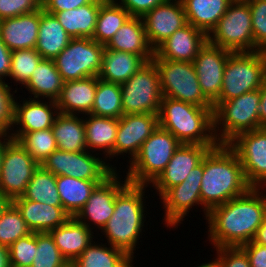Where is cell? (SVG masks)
<instances>
[{
	"instance_id": "1",
	"label": "cell",
	"mask_w": 266,
	"mask_h": 267,
	"mask_svg": "<svg viewBox=\"0 0 266 267\" xmlns=\"http://www.w3.org/2000/svg\"><path fill=\"white\" fill-rule=\"evenodd\" d=\"M263 190V191H262ZM266 189L250 188L242 196L211 209L205 224L206 241L213 248L237 247L251 242L266 219Z\"/></svg>"
},
{
	"instance_id": "2",
	"label": "cell",
	"mask_w": 266,
	"mask_h": 267,
	"mask_svg": "<svg viewBox=\"0 0 266 267\" xmlns=\"http://www.w3.org/2000/svg\"><path fill=\"white\" fill-rule=\"evenodd\" d=\"M250 188L239 157L228 144H218L207 152L200 188L204 219L211 209L242 196Z\"/></svg>"
},
{
	"instance_id": "3",
	"label": "cell",
	"mask_w": 266,
	"mask_h": 267,
	"mask_svg": "<svg viewBox=\"0 0 266 267\" xmlns=\"http://www.w3.org/2000/svg\"><path fill=\"white\" fill-rule=\"evenodd\" d=\"M146 188H150L149 185L128 183L116 195L114 213L99 231L106 239L104 240L101 235V241H106L114 248L124 251L133 260L136 259L134 251L136 248L139 249L137 246L140 245L139 242H142L140 238H142L143 231L145 232L144 223H148L145 222L149 214L145 210L147 208L146 198L148 199L145 195L149 193V189Z\"/></svg>"
},
{
	"instance_id": "4",
	"label": "cell",
	"mask_w": 266,
	"mask_h": 267,
	"mask_svg": "<svg viewBox=\"0 0 266 267\" xmlns=\"http://www.w3.org/2000/svg\"><path fill=\"white\" fill-rule=\"evenodd\" d=\"M158 121L161 128L172 133L182 144H219L214 134L213 107L162 97Z\"/></svg>"
},
{
	"instance_id": "5",
	"label": "cell",
	"mask_w": 266,
	"mask_h": 267,
	"mask_svg": "<svg viewBox=\"0 0 266 267\" xmlns=\"http://www.w3.org/2000/svg\"><path fill=\"white\" fill-rule=\"evenodd\" d=\"M259 89L227 101L213 103L214 134L219 144H228L238 134L259 128Z\"/></svg>"
},
{
	"instance_id": "6",
	"label": "cell",
	"mask_w": 266,
	"mask_h": 267,
	"mask_svg": "<svg viewBox=\"0 0 266 267\" xmlns=\"http://www.w3.org/2000/svg\"><path fill=\"white\" fill-rule=\"evenodd\" d=\"M182 143L160 126L144 141L139 153L126 166L129 183L150 185L165 169Z\"/></svg>"
},
{
	"instance_id": "7",
	"label": "cell",
	"mask_w": 266,
	"mask_h": 267,
	"mask_svg": "<svg viewBox=\"0 0 266 267\" xmlns=\"http://www.w3.org/2000/svg\"><path fill=\"white\" fill-rule=\"evenodd\" d=\"M266 78V52H232L224 69L220 97L227 101L259 89Z\"/></svg>"
},
{
	"instance_id": "8",
	"label": "cell",
	"mask_w": 266,
	"mask_h": 267,
	"mask_svg": "<svg viewBox=\"0 0 266 267\" xmlns=\"http://www.w3.org/2000/svg\"><path fill=\"white\" fill-rule=\"evenodd\" d=\"M208 42L231 52L254 51L252 19L247 0H233L207 35Z\"/></svg>"
},
{
	"instance_id": "9",
	"label": "cell",
	"mask_w": 266,
	"mask_h": 267,
	"mask_svg": "<svg viewBox=\"0 0 266 267\" xmlns=\"http://www.w3.org/2000/svg\"><path fill=\"white\" fill-rule=\"evenodd\" d=\"M160 76L163 97L200 107H213L201 91L193 62L152 59Z\"/></svg>"
},
{
	"instance_id": "10",
	"label": "cell",
	"mask_w": 266,
	"mask_h": 267,
	"mask_svg": "<svg viewBox=\"0 0 266 267\" xmlns=\"http://www.w3.org/2000/svg\"><path fill=\"white\" fill-rule=\"evenodd\" d=\"M124 115L158 114L162 101L160 76L153 61L147 62L125 83L120 84Z\"/></svg>"
},
{
	"instance_id": "11",
	"label": "cell",
	"mask_w": 266,
	"mask_h": 267,
	"mask_svg": "<svg viewBox=\"0 0 266 267\" xmlns=\"http://www.w3.org/2000/svg\"><path fill=\"white\" fill-rule=\"evenodd\" d=\"M105 46L92 38H72L54 59L64 82L86 77H98Z\"/></svg>"
},
{
	"instance_id": "12",
	"label": "cell",
	"mask_w": 266,
	"mask_h": 267,
	"mask_svg": "<svg viewBox=\"0 0 266 267\" xmlns=\"http://www.w3.org/2000/svg\"><path fill=\"white\" fill-rule=\"evenodd\" d=\"M98 156V157H97ZM99 154L90 151L65 152L55 150L41 166L55 176H69L82 180H98L103 183L116 170Z\"/></svg>"
},
{
	"instance_id": "13",
	"label": "cell",
	"mask_w": 266,
	"mask_h": 267,
	"mask_svg": "<svg viewBox=\"0 0 266 267\" xmlns=\"http://www.w3.org/2000/svg\"><path fill=\"white\" fill-rule=\"evenodd\" d=\"M203 176V160L193 170L190 171L186 179L171 188H169L159 199L163 204L164 226L167 229H176L180 226L193 206L202 207L200 188Z\"/></svg>"
},
{
	"instance_id": "14",
	"label": "cell",
	"mask_w": 266,
	"mask_h": 267,
	"mask_svg": "<svg viewBox=\"0 0 266 267\" xmlns=\"http://www.w3.org/2000/svg\"><path fill=\"white\" fill-rule=\"evenodd\" d=\"M40 164L16 140L5 147L0 167V191L10 201L21 197Z\"/></svg>"
},
{
	"instance_id": "15",
	"label": "cell",
	"mask_w": 266,
	"mask_h": 267,
	"mask_svg": "<svg viewBox=\"0 0 266 267\" xmlns=\"http://www.w3.org/2000/svg\"><path fill=\"white\" fill-rule=\"evenodd\" d=\"M120 174L121 172L118 169L103 183L98 184L92 191L88 201L74 216L90 230L94 231L96 237L100 236L99 230L103 229L114 213L116 195L129 183L126 176L123 179Z\"/></svg>"
},
{
	"instance_id": "16",
	"label": "cell",
	"mask_w": 266,
	"mask_h": 267,
	"mask_svg": "<svg viewBox=\"0 0 266 267\" xmlns=\"http://www.w3.org/2000/svg\"><path fill=\"white\" fill-rule=\"evenodd\" d=\"M228 145L236 152L251 188H266V128L238 134Z\"/></svg>"
},
{
	"instance_id": "17",
	"label": "cell",
	"mask_w": 266,
	"mask_h": 267,
	"mask_svg": "<svg viewBox=\"0 0 266 267\" xmlns=\"http://www.w3.org/2000/svg\"><path fill=\"white\" fill-rule=\"evenodd\" d=\"M158 126V114L137 113L121 116L118 119V129L114 150L107 158V162L109 161L108 163L115 170H117V167L110 163L114 159V156L116 159L120 156V158H122L123 156L124 160L125 155L128 159L130 158L127 161V164L131 162L139 153L144 141L157 129Z\"/></svg>"
},
{
	"instance_id": "18",
	"label": "cell",
	"mask_w": 266,
	"mask_h": 267,
	"mask_svg": "<svg viewBox=\"0 0 266 267\" xmlns=\"http://www.w3.org/2000/svg\"><path fill=\"white\" fill-rule=\"evenodd\" d=\"M18 98L20 95L14 100L13 125L9 134L13 140L17 141L25 133L46 130L53 126L59 114L55 100Z\"/></svg>"
},
{
	"instance_id": "19",
	"label": "cell",
	"mask_w": 266,
	"mask_h": 267,
	"mask_svg": "<svg viewBox=\"0 0 266 267\" xmlns=\"http://www.w3.org/2000/svg\"><path fill=\"white\" fill-rule=\"evenodd\" d=\"M231 53L207 41L193 61L201 91L212 104L220 97L224 69Z\"/></svg>"
},
{
	"instance_id": "20",
	"label": "cell",
	"mask_w": 266,
	"mask_h": 267,
	"mask_svg": "<svg viewBox=\"0 0 266 267\" xmlns=\"http://www.w3.org/2000/svg\"><path fill=\"white\" fill-rule=\"evenodd\" d=\"M142 20L147 41L153 50L187 24L181 0H165L146 13Z\"/></svg>"
},
{
	"instance_id": "21",
	"label": "cell",
	"mask_w": 266,
	"mask_h": 267,
	"mask_svg": "<svg viewBox=\"0 0 266 267\" xmlns=\"http://www.w3.org/2000/svg\"><path fill=\"white\" fill-rule=\"evenodd\" d=\"M215 146L181 144L159 176L149 185L159 198L171 187L182 183L191 170L199 165Z\"/></svg>"
},
{
	"instance_id": "22",
	"label": "cell",
	"mask_w": 266,
	"mask_h": 267,
	"mask_svg": "<svg viewBox=\"0 0 266 267\" xmlns=\"http://www.w3.org/2000/svg\"><path fill=\"white\" fill-rule=\"evenodd\" d=\"M207 41L205 32L187 23L154 50L153 59L193 62Z\"/></svg>"
},
{
	"instance_id": "23",
	"label": "cell",
	"mask_w": 266,
	"mask_h": 267,
	"mask_svg": "<svg viewBox=\"0 0 266 267\" xmlns=\"http://www.w3.org/2000/svg\"><path fill=\"white\" fill-rule=\"evenodd\" d=\"M40 23V9L0 20V38L11 51L35 49Z\"/></svg>"
},
{
	"instance_id": "24",
	"label": "cell",
	"mask_w": 266,
	"mask_h": 267,
	"mask_svg": "<svg viewBox=\"0 0 266 267\" xmlns=\"http://www.w3.org/2000/svg\"><path fill=\"white\" fill-rule=\"evenodd\" d=\"M31 232H49L63 225L71 216L62 206H51L18 197L11 201Z\"/></svg>"
},
{
	"instance_id": "25",
	"label": "cell",
	"mask_w": 266,
	"mask_h": 267,
	"mask_svg": "<svg viewBox=\"0 0 266 267\" xmlns=\"http://www.w3.org/2000/svg\"><path fill=\"white\" fill-rule=\"evenodd\" d=\"M49 233L69 264L74 262L96 238L94 231L75 217H70L63 225L50 230Z\"/></svg>"
},
{
	"instance_id": "26",
	"label": "cell",
	"mask_w": 266,
	"mask_h": 267,
	"mask_svg": "<svg viewBox=\"0 0 266 267\" xmlns=\"http://www.w3.org/2000/svg\"><path fill=\"white\" fill-rule=\"evenodd\" d=\"M97 87V77H86L64 82L56 100L58 111L67 115L91 114Z\"/></svg>"
},
{
	"instance_id": "27",
	"label": "cell",
	"mask_w": 266,
	"mask_h": 267,
	"mask_svg": "<svg viewBox=\"0 0 266 267\" xmlns=\"http://www.w3.org/2000/svg\"><path fill=\"white\" fill-rule=\"evenodd\" d=\"M105 48L137 54L146 62L152 61L154 56V50L147 41L144 23L141 17L130 16L105 45Z\"/></svg>"
},
{
	"instance_id": "28",
	"label": "cell",
	"mask_w": 266,
	"mask_h": 267,
	"mask_svg": "<svg viewBox=\"0 0 266 267\" xmlns=\"http://www.w3.org/2000/svg\"><path fill=\"white\" fill-rule=\"evenodd\" d=\"M84 125L87 150L107 160L114 150L118 119L86 114Z\"/></svg>"
},
{
	"instance_id": "29",
	"label": "cell",
	"mask_w": 266,
	"mask_h": 267,
	"mask_svg": "<svg viewBox=\"0 0 266 267\" xmlns=\"http://www.w3.org/2000/svg\"><path fill=\"white\" fill-rule=\"evenodd\" d=\"M71 39L55 15L41 8L35 49L43 59L54 60L66 48Z\"/></svg>"
},
{
	"instance_id": "30",
	"label": "cell",
	"mask_w": 266,
	"mask_h": 267,
	"mask_svg": "<svg viewBox=\"0 0 266 267\" xmlns=\"http://www.w3.org/2000/svg\"><path fill=\"white\" fill-rule=\"evenodd\" d=\"M147 62L139 55L104 49L98 78L116 84L125 83Z\"/></svg>"
},
{
	"instance_id": "31",
	"label": "cell",
	"mask_w": 266,
	"mask_h": 267,
	"mask_svg": "<svg viewBox=\"0 0 266 267\" xmlns=\"http://www.w3.org/2000/svg\"><path fill=\"white\" fill-rule=\"evenodd\" d=\"M58 150L87 151L84 116L59 113L51 127Z\"/></svg>"
},
{
	"instance_id": "32",
	"label": "cell",
	"mask_w": 266,
	"mask_h": 267,
	"mask_svg": "<svg viewBox=\"0 0 266 267\" xmlns=\"http://www.w3.org/2000/svg\"><path fill=\"white\" fill-rule=\"evenodd\" d=\"M63 85L64 81L54 60L43 59L24 87L30 93L29 98L56 101L61 95Z\"/></svg>"
},
{
	"instance_id": "33",
	"label": "cell",
	"mask_w": 266,
	"mask_h": 267,
	"mask_svg": "<svg viewBox=\"0 0 266 267\" xmlns=\"http://www.w3.org/2000/svg\"><path fill=\"white\" fill-rule=\"evenodd\" d=\"M103 2L94 0L87 5L57 12L54 15L71 38H92L100 5Z\"/></svg>"
},
{
	"instance_id": "34",
	"label": "cell",
	"mask_w": 266,
	"mask_h": 267,
	"mask_svg": "<svg viewBox=\"0 0 266 267\" xmlns=\"http://www.w3.org/2000/svg\"><path fill=\"white\" fill-rule=\"evenodd\" d=\"M187 23L205 32L207 35L226 13L233 0H181Z\"/></svg>"
},
{
	"instance_id": "35",
	"label": "cell",
	"mask_w": 266,
	"mask_h": 267,
	"mask_svg": "<svg viewBox=\"0 0 266 267\" xmlns=\"http://www.w3.org/2000/svg\"><path fill=\"white\" fill-rule=\"evenodd\" d=\"M94 240L71 263L74 267H135L133 259L124 251Z\"/></svg>"
},
{
	"instance_id": "36",
	"label": "cell",
	"mask_w": 266,
	"mask_h": 267,
	"mask_svg": "<svg viewBox=\"0 0 266 267\" xmlns=\"http://www.w3.org/2000/svg\"><path fill=\"white\" fill-rule=\"evenodd\" d=\"M98 180H82L69 176H56V186L63 209L74 217L85 205Z\"/></svg>"
},
{
	"instance_id": "37",
	"label": "cell",
	"mask_w": 266,
	"mask_h": 267,
	"mask_svg": "<svg viewBox=\"0 0 266 267\" xmlns=\"http://www.w3.org/2000/svg\"><path fill=\"white\" fill-rule=\"evenodd\" d=\"M131 15L116 1H105L100 5L92 39L104 46L124 25Z\"/></svg>"
},
{
	"instance_id": "38",
	"label": "cell",
	"mask_w": 266,
	"mask_h": 267,
	"mask_svg": "<svg viewBox=\"0 0 266 267\" xmlns=\"http://www.w3.org/2000/svg\"><path fill=\"white\" fill-rule=\"evenodd\" d=\"M21 197L51 206H62L56 186V176L41 165L35 170Z\"/></svg>"
},
{
	"instance_id": "39",
	"label": "cell",
	"mask_w": 266,
	"mask_h": 267,
	"mask_svg": "<svg viewBox=\"0 0 266 267\" xmlns=\"http://www.w3.org/2000/svg\"><path fill=\"white\" fill-rule=\"evenodd\" d=\"M120 84L103 81L97 77V87L91 114L119 119L124 115Z\"/></svg>"
},
{
	"instance_id": "40",
	"label": "cell",
	"mask_w": 266,
	"mask_h": 267,
	"mask_svg": "<svg viewBox=\"0 0 266 267\" xmlns=\"http://www.w3.org/2000/svg\"><path fill=\"white\" fill-rule=\"evenodd\" d=\"M30 233L32 232L20 212L10 202L0 215V244L9 247Z\"/></svg>"
},
{
	"instance_id": "41",
	"label": "cell",
	"mask_w": 266,
	"mask_h": 267,
	"mask_svg": "<svg viewBox=\"0 0 266 267\" xmlns=\"http://www.w3.org/2000/svg\"><path fill=\"white\" fill-rule=\"evenodd\" d=\"M11 60L9 79L14 80V84L17 83L16 86H23L24 89L36 66L43 60V57L36 49H23L11 51Z\"/></svg>"
},
{
	"instance_id": "42",
	"label": "cell",
	"mask_w": 266,
	"mask_h": 267,
	"mask_svg": "<svg viewBox=\"0 0 266 267\" xmlns=\"http://www.w3.org/2000/svg\"><path fill=\"white\" fill-rule=\"evenodd\" d=\"M17 141L39 164L58 149L51 128L25 133Z\"/></svg>"
},
{
	"instance_id": "43",
	"label": "cell",
	"mask_w": 266,
	"mask_h": 267,
	"mask_svg": "<svg viewBox=\"0 0 266 267\" xmlns=\"http://www.w3.org/2000/svg\"><path fill=\"white\" fill-rule=\"evenodd\" d=\"M68 264L50 233L37 232V248L31 267H66Z\"/></svg>"
},
{
	"instance_id": "44",
	"label": "cell",
	"mask_w": 266,
	"mask_h": 267,
	"mask_svg": "<svg viewBox=\"0 0 266 267\" xmlns=\"http://www.w3.org/2000/svg\"><path fill=\"white\" fill-rule=\"evenodd\" d=\"M37 248V232L19 238L8 247L11 267H31Z\"/></svg>"
},
{
	"instance_id": "45",
	"label": "cell",
	"mask_w": 266,
	"mask_h": 267,
	"mask_svg": "<svg viewBox=\"0 0 266 267\" xmlns=\"http://www.w3.org/2000/svg\"><path fill=\"white\" fill-rule=\"evenodd\" d=\"M252 19L254 51L266 52V0H247Z\"/></svg>"
},
{
	"instance_id": "46",
	"label": "cell",
	"mask_w": 266,
	"mask_h": 267,
	"mask_svg": "<svg viewBox=\"0 0 266 267\" xmlns=\"http://www.w3.org/2000/svg\"><path fill=\"white\" fill-rule=\"evenodd\" d=\"M9 84L8 80L0 81V134L8 135L13 125L14 95L19 91L17 87L14 91Z\"/></svg>"
},
{
	"instance_id": "47",
	"label": "cell",
	"mask_w": 266,
	"mask_h": 267,
	"mask_svg": "<svg viewBox=\"0 0 266 267\" xmlns=\"http://www.w3.org/2000/svg\"><path fill=\"white\" fill-rule=\"evenodd\" d=\"M43 8V0H0V20Z\"/></svg>"
},
{
	"instance_id": "48",
	"label": "cell",
	"mask_w": 266,
	"mask_h": 267,
	"mask_svg": "<svg viewBox=\"0 0 266 267\" xmlns=\"http://www.w3.org/2000/svg\"><path fill=\"white\" fill-rule=\"evenodd\" d=\"M214 249L223 267H250L249 258L240 246Z\"/></svg>"
},
{
	"instance_id": "49",
	"label": "cell",
	"mask_w": 266,
	"mask_h": 267,
	"mask_svg": "<svg viewBox=\"0 0 266 267\" xmlns=\"http://www.w3.org/2000/svg\"><path fill=\"white\" fill-rule=\"evenodd\" d=\"M164 1L165 0H116L131 16L141 18Z\"/></svg>"
},
{
	"instance_id": "50",
	"label": "cell",
	"mask_w": 266,
	"mask_h": 267,
	"mask_svg": "<svg viewBox=\"0 0 266 267\" xmlns=\"http://www.w3.org/2000/svg\"><path fill=\"white\" fill-rule=\"evenodd\" d=\"M93 1L94 0H43V9L54 15L57 12L76 9L92 3Z\"/></svg>"
},
{
	"instance_id": "51",
	"label": "cell",
	"mask_w": 266,
	"mask_h": 267,
	"mask_svg": "<svg viewBox=\"0 0 266 267\" xmlns=\"http://www.w3.org/2000/svg\"><path fill=\"white\" fill-rule=\"evenodd\" d=\"M240 247L247 254L250 267H266V246L251 241Z\"/></svg>"
},
{
	"instance_id": "52",
	"label": "cell",
	"mask_w": 266,
	"mask_h": 267,
	"mask_svg": "<svg viewBox=\"0 0 266 267\" xmlns=\"http://www.w3.org/2000/svg\"><path fill=\"white\" fill-rule=\"evenodd\" d=\"M11 62V50L7 48L0 38V81H5L6 78H9Z\"/></svg>"
},
{
	"instance_id": "53",
	"label": "cell",
	"mask_w": 266,
	"mask_h": 267,
	"mask_svg": "<svg viewBox=\"0 0 266 267\" xmlns=\"http://www.w3.org/2000/svg\"><path fill=\"white\" fill-rule=\"evenodd\" d=\"M261 93V100L259 104V128H266V78L259 88Z\"/></svg>"
},
{
	"instance_id": "54",
	"label": "cell",
	"mask_w": 266,
	"mask_h": 267,
	"mask_svg": "<svg viewBox=\"0 0 266 267\" xmlns=\"http://www.w3.org/2000/svg\"><path fill=\"white\" fill-rule=\"evenodd\" d=\"M252 241L254 243L266 246V219L258 227L256 234Z\"/></svg>"
},
{
	"instance_id": "55",
	"label": "cell",
	"mask_w": 266,
	"mask_h": 267,
	"mask_svg": "<svg viewBox=\"0 0 266 267\" xmlns=\"http://www.w3.org/2000/svg\"><path fill=\"white\" fill-rule=\"evenodd\" d=\"M0 267H11L8 247L0 244Z\"/></svg>"
},
{
	"instance_id": "56",
	"label": "cell",
	"mask_w": 266,
	"mask_h": 267,
	"mask_svg": "<svg viewBox=\"0 0 266 267\" xmlns=\"http://www.w3.org/2000/svg\"><path fill=\"white\" fill-rule=\"evenodd\" d=\"M12 140L10 135L8 134H0V167L2 164V157L4 154V150L6 145Z\"/></svg>"
},
{
	"instance_id": "57",
	"label": "cell",
	"mask_w": 266,
	"mask_h": 267,
	"mask_svg": "<svg viewBox=\"0 0 266 267\" xmlns=\"http://www.w3.org/2000/svg\"><path fill=\"white\" fill-rule=\"evenodd\" d=\"M196 267H223V266L221 264L220 259L216 256L212 258V260L208 261L207 263L205 262L200 265L198 264V266L196 265Z\"/></svg>"
},
{
	"instance_id": "58",
	"label": "cell",
	"mask_w": 266,
	"mask_h": 267,
	"mask_svg": "<svg viewBox=\"0 0 266 267\" xmlns=\"http://www.w3.org/2000/svg\"><path fill=\"white\" fill-rule=\"evenodd\" d=\"M11 201L0 191V215Z\"/></svg>"
},
{
	"instance_id": "59",
	"label": "cell",
	"mask_w": 266,
	"mask_h": 267,
	"mask_svg": "<svg viewBox=\"0 0 266 267\" xmlns=\"http://www.w3.org/2000/svg\"><path fill=\"white\" fill-rule=\"evenodd\" d=\"M66 267H74L72 264H68Z\"/></svg>"
},
{
	"instance_id": "60",
	"label": "cell",
	"mask_w": 266,
	"mask_h": 267,
	"mask_svg": "<svg viewBox=\"0 0 266 267\" xmlns=\"http://www.w3.org/2000/svg\"><path fill=\"white\" fill-rule=\"evenodd\" d=\"M101 1H104L105 2V1H116V0H101Z\"/></svg>"
}]
</instances>
